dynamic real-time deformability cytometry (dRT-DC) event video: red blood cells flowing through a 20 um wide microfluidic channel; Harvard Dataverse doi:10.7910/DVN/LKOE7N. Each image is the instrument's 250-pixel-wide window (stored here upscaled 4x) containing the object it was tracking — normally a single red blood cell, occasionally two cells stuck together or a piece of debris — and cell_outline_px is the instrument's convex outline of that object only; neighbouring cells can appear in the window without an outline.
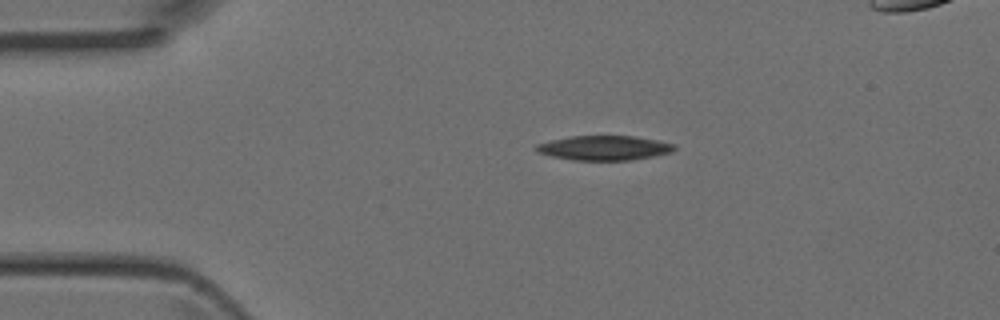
{"species": "Egyptian fruit bat (a non-hibernating species)", "species_latin": "Rousettus aegyptiacus", "temperature_condition": "room temperature", "stored_images_in_passage": 2, "camera_frame_rate_fps": 3000, "um_per_image_px": 0.085, "animal": {"sex": "female"}, "frame": {"image": 1, "passage_image": 1, "time_ms": 0.0, "image_size_px": [1000, 320], "cell_outline_px": [[676, 148], [672, 152], [652, 156], [628, 160], [572, 160], [552, 156], [536, 152], [532, 148], [536, 144], [552, 140], [572, 136], [636, 136], [676, 144]], "centroid_in_image_um": [51.33, 12.57], "position_along_channel_um": 33.7, "area_um2": 19.77}}